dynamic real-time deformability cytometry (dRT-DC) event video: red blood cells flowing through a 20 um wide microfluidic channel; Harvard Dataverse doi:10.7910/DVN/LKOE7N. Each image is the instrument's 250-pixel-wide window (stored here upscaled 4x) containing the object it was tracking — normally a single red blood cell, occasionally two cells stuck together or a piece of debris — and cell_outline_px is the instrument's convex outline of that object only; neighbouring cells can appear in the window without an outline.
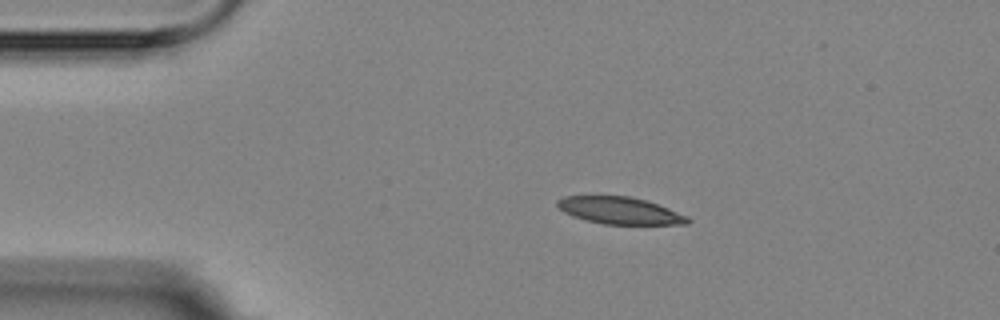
{"species": "Egyptian fruit bat (a non-hibernating species)", "species_latin": "Rousettus aegyptiacus", "temperature_condition": "room temperature", "stored_images_in_passage": 5, "camera_frame_rate_fps": 3000, "um_per_image_px": 0.085, "animal": {"sex": "female"}, "frame": {"image": 1, "passage_image": 2, "time_ms": 2.0, "image_size_px": [1000, 320], "cell_outline_px": [[692, 220], [688, 224], [604, 224], [572, 216], [564, 212], [556, 204], [556, 200], [564, 196], [628, 196], [644, 200], [668, 208], [688, 216]], "centroid_in_image_um": [52.68, 17.9], "position_along_channel_um": 32.3, "area_um2": 20.35}}
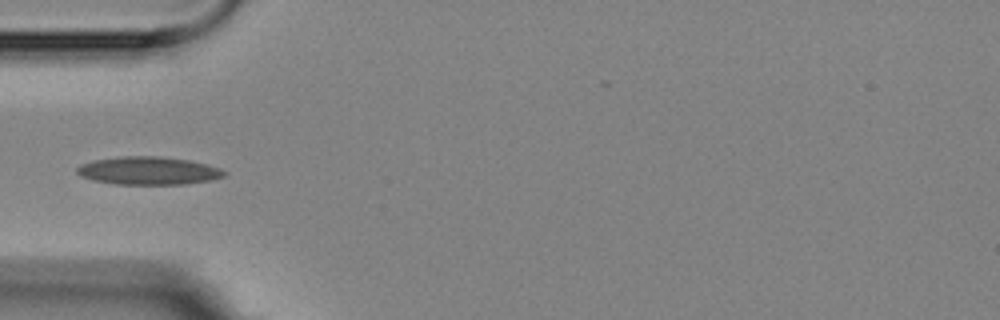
{"frame": {"image": 2, "passage_image": 4, "time_ms": 4.333, "image_size_px": [1000, 320], "cell_outline_px": [[228, 172], [224, 176], [212, 180], [184, 184], [116, 184], [92, 180], [80, 176], [76, 172], [76, 168], [80, 164], [92, 160], [120, 156], [160, 156], [188, 160], [220, 168]], "centroid_in_image_um": [12.58, 14.51], "position_along_channel_um": 72.4, "area_um2": 24.1}}